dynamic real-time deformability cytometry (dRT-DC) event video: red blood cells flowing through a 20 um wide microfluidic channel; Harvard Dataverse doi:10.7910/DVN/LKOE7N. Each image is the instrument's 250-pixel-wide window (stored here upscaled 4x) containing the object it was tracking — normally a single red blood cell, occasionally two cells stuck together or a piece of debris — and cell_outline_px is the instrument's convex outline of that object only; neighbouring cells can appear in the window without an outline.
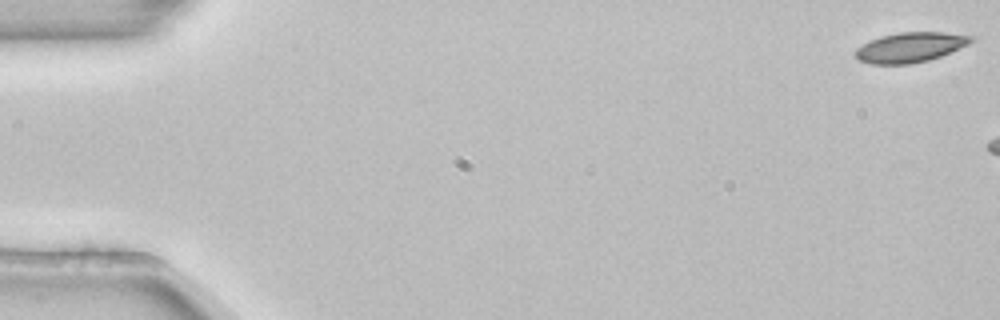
{"species": "common noctule bat (a hibernating species)", "species_latin": "Nyctalus noctula", "temperature_condition": "room temperature", "stored_images_in_passage": 8, "camera_frame_rate_fps": 3000, "um_per_image_px": 0.085, "animal": {"sex": "female", "body_mass_g": 22.7, "forearm_length_mm": 54.2}, "frame": {"image": 1, "passage_image": 1, "time_ms": 0.0, "image_size_px": [1000, 320], "cell_outline_px": [[976, 36], [968, 44], [940, 56], [928, 60], [908, 64], [872, 64], [860, 60], [856, 56], [856, 48], [880, 36], [900, 32], [944, 32]], "centroid_in_image_um": [77.39, 4.01], "position_along_channel_um": 7.6, "area_um2": 19.88}}